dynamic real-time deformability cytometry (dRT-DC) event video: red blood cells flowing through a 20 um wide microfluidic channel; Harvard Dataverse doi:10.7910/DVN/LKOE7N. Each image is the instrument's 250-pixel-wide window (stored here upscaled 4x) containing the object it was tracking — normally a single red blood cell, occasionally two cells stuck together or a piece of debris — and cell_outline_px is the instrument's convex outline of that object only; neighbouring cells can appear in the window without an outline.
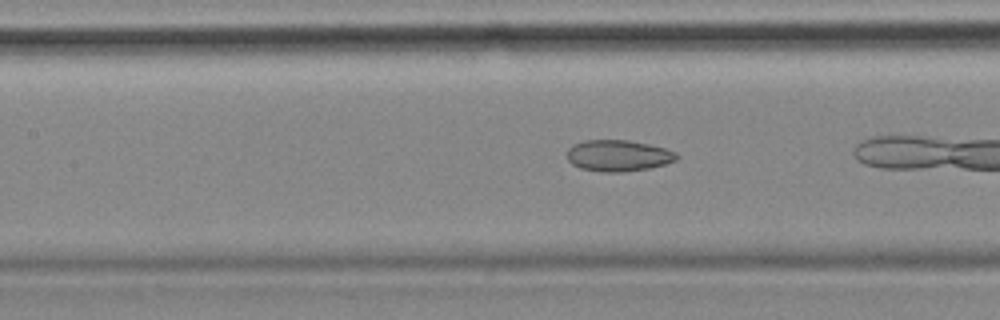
{"species": "common noctule bat (a hibernating species)", "species_latin": "Nyctalus noctula", "temperature_condition": "cold", "stored_images_in_passage": 10, "camera_frame_rate_fps": 3000, "um_per_image_px": 0.085, "animal": {"sex": "female", "body_mass_g": 18.4}, "frame": {"image": 1, "passage_image": 7, "time_ms": 2.0, "image_size_px": [1000, 320], "cell_outline_px": [[680, 156], [676, 160], [664, 164], [648, 168], [620, 172], [600, 172], [580, 168], [572, 164], [568, 160], [568, 148], [572, 144], [584, 140], [628, 140], [648, 144], [664, 148], [676, 152]], "centroid_in_image_um": [52.53, 13.22], "position_along_channel_um": 154.9, "area_um2": 20.0}}